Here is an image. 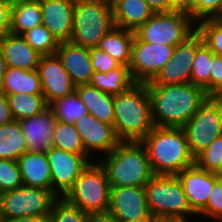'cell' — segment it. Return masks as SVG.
<instances>
[{
    "label": "cell",
    "mask_w": 222,
    "mask_h": 222,
    "mask_svg": "<svg viewBox=\"0 0 222 222\" xmlns=\"http://www.w3.org/2000/svg\"><path fill=\"white\" fill-rule=\"evenodd\" d=\"M220 174L205 171L196 164L177 174L190 208L198 214L208 203L215 181Z\"/></svg>",
    "instance_id": "2e32d148"
},
{
    "label": "cell",
    "mask_w": 222,
    "mask_h": 222,
    "mask_svg": "<svg viewBox=\"0 0 222 222\" xmlns=\"http://www.w3.org/2000/svg\"><path fill=\"white\" fill-rule=\"evenodd\" d=\"M11 6L9 0H0V39L10 32Z\"/></svg>",
    "instance_id": "7bdbcfd3"
},
{
    "label": "cell",
    "mask_w": 222,
    "mask_h": 222,
    "mask_svg": "<svg viewBox=\"0 0 222 222\" xmlns=\"http://www.w3.org/2000/svg\"><path fill=\"white\" fill-rule=\"evenodd\" d=\"M222 0H193V20L213 18L219 11Z\"/></svg>",
    "instance_id": "b9f144b4"
},
{
    "label": "cell",
    "mask_w": 222,
    "mask_h": 222,
    "mask_svg": "<svg viewBox=\"0 0 222 222\" xmlns=\"http://www.w3.org/2000/svg\"><path fill=\"white\" fill-rule=\"evenodd\" d=\"M26 152V141L19 121L0 126V159L15 160Z\"/></svg>",
    "instance_id": "f1b7e54d"
},
{
    "label": "cell",
    "mask_w": 222,
    "mask_h": 222,
    "mask_svg": "<svg viewBox=\"0 0 222 222\" xmlns=\"http://www.w3.org/2000/svg\"><path fill=\"white\" fill-rule=\"evenodd\" d=\"M56 54L75 86L89 84L94 73L90 49L66 41L59 43Z\"/></svg>",
    "instance_id": "ffe728a7"
},
{
    "label": "cell",
    "mask_w": 222,
    "mask_h": 222,
    "mask_svg": "<svg viewBox=\"0 0 222 222\" xmlns=\"http://www.w3.org/2000/svg\"><path fill=\"white\" fill-rule=\"evenodd\" d=\"M14 118L9 107L7 96L0 92V126L11 123Z\"/></svg>",
    "instance_id": "f6af8a7d"
},
{
    "label": "cell",
    "mask_w": 222,
    "mask_h": 222,
    "mask_svg": "<svg viewBox=\"0 0 222 222\" xmlns=\"http://www.w3.org/2000/svg\"><path fill=\"white\" fill-rule=\"evenodd\" d=\"M22 36L40 55L55 54L59 46L57 39L43 24L26 31Z\"/></svg>",
    "instance_id": "836d02e7"
},
{
    "label": "cell",
    "mask_w": 222,
    "mask_h": 222,
    "mask_svg": "<svg viewBox=\"0 0 222 222\" xmlns=\"http://www.w3.org/2000/svg\"><path fill=\"white\" fill-rule=\"evenodd\" d=\"M104 1H107V2H109V3H112V2H114L115 0H104Z\"/></svg>",
    "instance_id": "11a10c76"
},
{
    "label": "cell",
    "mask_w": 222,
    "mask_h": 222,
    "mask_svg": "<svg viewBox=\"0 0 222 222\" xmlns=\"http://www.w3.org/2000/svg\"><path fill=\"white\" fill-rule=\"evenodd\" d=\"M156 217L153 214H148L146 217L137 219V220H133V221H128V220H121L119 219V222H155L156 221Z\"/></svg>",
    "instance_id": "681fc988"
},
{
    "label": "cell",
    "mask_w": 222,
    "mask_h": 222,
    "mask_svg": "<svg viewBox=\"0 0 222 222\" xmlns=\"http://www.w3.org/2000/svg\"><path fill=\"white\" fill-rule=\"evenodd\" d=\"M213 19L222 21V4H221V7H220V11L213 17Z\"/></svg>",
    "instance_id": "f5cc1de1"
},
{
    "label": "cell",
    "mask_w": 222,
    "mask_h": 222,
    "mask_svg": "<svg viewBox=\"0 0 222 222\" xmlns=\"http://www.w3.org/2000/svg\"><path fill=\"white\" fill-rule=\"evenodd\" d=\"M197 215L222 221V175L215 181L207 205Z\"/></svg>",
    "instance_id": "f35d334b"
},
{
    "label": "cell",
    "mask_w": 222,
    "mask_h": 222,
    "mask_svg": "<svg viewBox=\"0 0 222 222\" xmlns=\"http://www.w3.org/2000/svg\"><path fill=\"white\" fill-rule=\"evenodd\" d=\"M88 113L96 119L113 125L114 123V95L98 90L89 84L75 86Z\"/></svg>",
    "instance_id": "cb8c5ba5"
},
{
    "label": "cell",
    "mask_w": 222,
    "mask_h": 222,
    "mask_svg": "<svg viewBox=\"0 0 222 222\" xmlns=\"http://www.w3.org/2000/svg\"><path fill=\"white\" fill-rule=\"evenodd\" d=\"M74 125L89 154L90 151L108 154L120 142L113 125L100 121L89 113L80 117Z\"/></svg>",
    "instance_id": "e0dca14e"
},
{
    "label": "cell",
    "mask_w": 222,
    "mask_h": 222,
    "mask_svg": "<svg viewBox=\"0 0 222 222\" xmlns=\"http://www.w3.org/2000/svg\"><path fill=\"white\" fill-rule=\"evenodd\" d=\"M109 213L121 220L133 221L150 214L144 187L110 188Z\"/></svg>",
    "instance_id": "9a60e30c"
},
{
    "label": "cell",
    "mask_w": 222,
    "mask_h": 222,
    "mask_svg": "<svg viewBox=\"0 0 222 222\" xmlns=\"http://www.w3.org/2000/svg\"><path fill=\"white\" fill-rule=\"evenodd\" d=\"M196 30L202 35L205 45L215 54L222 56V21L213 18L199 20Z\"/></svg>",
    "instance_id": "e575fe53"
},
{
    "label": "cell",
    "mask_w": 222,
    "mask_h": 222,
    "mask_svg": "<svg viewBox=\"0 0 222 222\" xmlns=\"http://www.w3.org/2000/svg\"><path fill=\"white\" fill-rule=\"evenodd\" d=\"M155 222H189L185 218H157Z\"/></svg>",
    "instance_id": "816d5d0a"
},
{
    "label": "cell",
    "mask_w": 222,
    "mask_h": 222,
    "mask_svg": "<svg viewBox=\"0 0 222 222\" xmlns=\"http://www.w3.org/2000/svg\"><path fill=\"white\" fill-rule=\"evenodd\" d=\"M144 188L150 213L156 218L197 216L177 175L154 174Z\"/></svg>",
    "instance_id": "8992f818"
},
{
    "label": "cell",
    "mask_w": 222,
    "mask_h": 222,
    "mask_svg": "<svg viewBox=\"0 0 222 222\" xmlns=\"http://www.w3.org/2000/svg\"><path fill=\"white\" fill-rule=\"evenodd\" d=\"M195 164L205 171L222 175V135L195 157Z\"/></svg>",
    "instance_id": "d590c367"
},
{
    "label": "cell",
    "mask_w": 222,
    "mask_h": 222,
    "mask_svg": "<svg viewBox=\"0 0 222 222\" xmlns=\"http://www.w3.org/2000/svg\"><path fill=\"white\" fill-rule=\"evenodd\" d=\"M0 92L3 94H42V85L37 69L27 71L7 67Z\"/></svg>",
    "instance_id": "d4e9b609"
},
{
    "label": "cell",
    "mask_w": 222,
    "mask_h": 222,
    "mask_svg": "<svg viewBox=\"0 0 222 222\" xmlns=\"http://www.w3.org/2000/svg\"><path fill=\"white\" fill-rule=\"evenodd\" d=\"M5 222H50V216H26L7 220Z\"/></svg>",
    "instance_id": "c3c4849f"
},
{
    "label": "cell",
    "mask_w": 222,
    "mask_h": 222,
    "mask_svg": "<svg viewBox=\"0 0 222 222\" xmlns=\"http://www.w3.org/2000/svg\"><path fill=\"white\" fill-rule=\"evenodd\" d=\"M42 24V9L39 0L17 1L11 6L10 33L23 35Z\"/></svg>",
    "instance_id": "4316f807"
},
{
    "label": "cell",
    "mask_w": 222,
    "mask_h": 222,
    "mask_svg": "<svg viewBox=\"0 0 222 222\" xmlns=\"http://www.w3.org/2000/svg\"><path fill=\"white\" fill-rule=\"evenodd\" d=\"M88 222H119V219L109 213V210L87 213Z\"/></svg>",
    "instance_id": "bcb514c9"
},
{
    "label": "cell",
    "mask_w": 222,
    "mask_h": 222,
    "mask_svg": "<svg viewBox=\"0 0 222 222\" xmlns=\"http://www.w3.org/2000/svg\"><path fill=\"white\" fill-rule=\"evenodd\" d=\"M6 69H7L6 61L4 60L2 53L0 52V88H1L3 76L6 72Z\"/></svg>",
    "instance_id": "f907efd6"
},
{
    "label": "cell",
    "mask_w": 222,
    "mask_h": 222,
    "mask_svg": "<svg viewBox=\"0 0 222 222\" xmlns=\"http://www.w3.org/2000/svg\"><path fill=\"white\" fill-rule=\"evenodd\" d=\"M23 185L18 162L0 159V194Z\"/></svg>",
    "instance_id": "74e56055"
},
{
    "label": "cell",
    "mask_w": 222,
    "mask_h": 222,
    "mask_svg": "<svg viewBox=\"0 0 222 222\" xmlns=\"http://www.w3.org/2000/svg\"><path fill=\"white\" fill-rule=\"evenodd\" d=\"M45 153L51 169L52 192L57 197H64L75 180L93 162L88 158L89 155L74 154L55 147Z\"/></svg>",
    "instance_id": "4fadbf2b"
},
{
    "label": "cell",
    "mask_w": 222,
    "mask_h": 222,
    "mask_svg": "<svg viewBox=\"0 0 222 222\" xmlns=\"http://www.w3.org/2000/svg\"><path fill=\"white\" fill-rule=\"evenodd\" d=\"M57 198L51 190L26 185L3 192L0 194V222L49 215Z\"/></svg>",
    "instance_id": "9c48e42d"
},
{
    "label": "cell",
    "mask_w": 222,
    "mask_h": 222,
    "mask_svg": "<svg viewBox=\"0 0 222 222\" xmlns=\"http://www.w3.org/2000/svg\"><path fill=\"white\" fill-rule=\"evenodd\" d=\"M50 222H88L87 213L69 203L64 197H58L49 214Z\"/></svg>",
    "instance_id": "8d00e7d4"
},
{
    "label": "cell",
    "mask_w": 222,
    "mask_h": 222,
    "mask_svg": "<svg viewBox=\"0 0 222 222\" xmlns=\"http://www.w3.org/2000/svg\"><path fill=\"white\" fill-rule=\"evenodd\" d=\"M195 27L190 15L170 11L154 13L134 33L141 41L176 47L196 30Z\"/></svg>",
    "instance_id": "ba28073f"
},
{
    "label": "cell",
    "mask_w": 222,
    "mask_h": 222,
    "mask_svg": "<svg viewBox=\"0 0 222 222\" xmlns=\"http://www.w3.org/2000/svg\"><path fill=\"white\" fill-rule=\"evenodd\" d=\"M56 121L54 111L50 107L38 115L19 121L27 152H46L53 147V129Z\"/></svg>",
    "instance_id": "ac0fdd59"
},
{
    "label": "cell",
    "mask_w": 222,
    "mask_h": 222,
    "mask_svg": "<svg viewBox=\"0 0 222 222\" xmlns=\"http://www.w3.org/2000/svg\"><path fill=\"white\" fill-rule=\"evenodd\" d=\"M154 126L183 128L209 97L193 83L146 84Z\"/></svg>",
    "instance_id": "6da1fadb"
},
{
    "label": "cell",
    "mask_w": 222,
    "mask_h": 222,
    "mask_svg": "<svg viewBox=\"0 0 222 222\" xmlns=\"http://www.w3.org/2000/svg\"><path fill=\"white\" fill-rule=\"evenodd\" d=\"M112 3L104 0H75L73 33L69 40L84 48H94L114 27Z\"/></svg>",
    "instance_id": "5b68a950"
},
{
    "label": "cell",
    "mask_w": 222,
    "mask_h": 222,
    "mask_svg": "<svg viewBox=\"0 0 222 222\" xmlns=\"http://www.w3.org/2000/svg\"><path fill=\"white\" fill-rule=\"evenodd\" d=\"M11 3L17 2V1H28V0H9Z\"/></svg>",
    "instance_id": "db71d44e"
},
{
    "label": "cell",
    "mask_w": 222,
    "mask_h": 222,
    "mask_svg": "<svg viewBox=\"0 0 222 222\" xmlns=\"http://www.w3.org/2000/svg\"><path fill=\"white\" fill-rule=\"evenodd\" d=\"M37 71L41 80L42 94L48 106L75 91V85L56 53L41 55Z\"/></svg>",
    "instance_id": "5bb4252c"
},
{
    "label": "cell",
    "mask_w": 222,
    "mask_h": 222,
    "mask_svg": "<svg viewBox=\"0 0 222 222\" xmlns=\"http://www.w3.org/2000/svg\"><path fill=\"white\" fill-rule=\"evenodd\" d=\"M141 142L153 174L177 175L195 164L183 128L154 126Z\"/></svg>",
    "instance_id": "7a4b0ae2"
},
{
    "label": "cell",
    "mask_w": 222,
    "mask_h": 222,
    "mask_svg": "<svg viewBox=\"0 0 222 222\" xmlns=\"http://www.w3.org/2000/svg\"><path fill=\"white\" fill-rule=\"evenodd\" d=\"M23 185L52 191L51 169L45 152H24L17 159Z\"/></svg>",
    "instance_id": "7402d4cb"
},
{
    "label": "cell",
    "mask_w": 222,
    "mask_h": 222,
    "mask_svg": "<svg viewBox=\"0 0 222 222\" xmlns=\"http://www.w3.org/2000/svg\"><path fill=\"white\" fill-rule=\"evenodd\" d=\"M101 160L110 187H144L154 175L142 142L120 141Z\"/></svg>",
    "instance_id": "277c9868"
},
{
    "label": "cell",
    "mask_w": 222,
    "mask_h": 222,
    "mask_svg": "<svg viewBox=\"0 0 222 222\" xmlns=\"http://www.w3.org/2000/svg\"><path fill=\"white\" fill-rule=\"evenodd\" d=\"M55 114L57 121L74 124L80 117L88 114L76 91L54 101L49 106Z\"/></svg>",
    "instance_id": "1f68e13d"
},
{
    "label": "cell",
    "mask_w": 222,
    "mask_h": 222,
    "mask_svg": "<svg viewBox=\"0 0 222 222\" xmlns=\"http://www.w3.org/2000/svg\"><path fill=\"white\" fill-rule=\"evenodd\" d=\"M204 43L202 35L195 30L183 42L175 47L172 58L158 74L146 84L190 83L193 59L196 50Z\"/></svg>",
    "instance_id": "7c38bea8"
},
{
    "label": "cell",
    "mask_w": 222,
    "mask_h": 222,
    "mask_svg": "<svg viewBox=\"0 0 222 222\" xmlns=\"http://www.w3.org/2000/svg\"><path fill=\"white\" fill-rule=\"evenodd\" d=\"M90 56L94 72H108L121 65L117 60L113 59L107 52H104L97 46L90 49Z\"/></svg>",
    "instance_id": "60d3db41"
},
{
    "label": "cell",
    "mask_w": 222,
    "mask_h": 222,
    "mask_svg": "<svg viewBox=\"0 0 222 222\" xmlns=\"http://www.w3.org/2000/svg\"><path fill=\"white\" fill-rule=\"evenodd\" d=\"M96 163L87 166L64 196L85 213L105 211L110 206V183L105 169Z\"/></svg>",
    "instance_id": "52a82bcc"
},
{
    "label": "cell",
    "mask_w": 222,
    "mask_h": 222,
    "mask_svg": "<svg viewBox=\"0 0 222 222\" xmlns=\"http://www.w3.org/2000/svg\"><path fill=\"white\" fill-rule=\"evenodd\" d=\"M183 129L190 152L196 157L222 135V97L209 96Z\"/></svg>",
    "instance_id": "30bf717a"
},
{
    "label": "cell",
    "mask_w": 222,
    "mask_h": 222,
    "mask_svg": "<svg viewBox=\"0 0 222 222\" xmlns=\"http://www.w3.org/2000/svg\"><path fill=\"white\" fill-rule=\"evenodd\" d=\"M214 53L203 43L195 53L190 83L202 87L209 95V74Z\"/></svg>",
    "instance_id": "d6a6232c"
},
{
    "label": "cell",
    "mask_w": 222,
    "mask_h": 222,
    "mask_svg": "<svg viewBox=\"0 0 222 222\" xmlns=\"http://www.w3.org/2000/svg\"><path fill=\"white\" fill-rule=\"evenodd\" d=\"M135 83L129 67L120 65L108 72H94L89 85L105 93L116 95L128 90Z\"/></svg>",
    "instance_id": "83f0119b"
},
{
    "label": "cell",
    "mask_w": 222,
    "mask_h": 222,
    "mask_svg": "<svg viewBox=\"0 0 222 222\" xmlns=\"http://www.w3.org/2000/svg\"><path fill=\"white\" fill-rule=\"evenodd\" d=\"M42 24L60 42L71 39L75 0H39Z\"/></svg>",
    "instance_id": "d6986e66"
},
{
    "label": "cell",
    "mask_w": 222,
    "mask_h": 222,
    "mask_svg": "<svg viewBox=\"0 0 222 222\" xmlns=\"http://www.w3.org/2000/svg\"><path fill=\"white\" fill-rule=\"evenodd\" d=\"M113 127L119 141L141 142L153 129L151 102L146 83L136 82L114 95Z\"/></svg>",
    "instance_id": "3957f363"
},
{
    "label": "cell",
    "mask_w": 222,
    "mask_h": 222,
    "mask_svg": "<svg viewBox=\"0 0 222 222\" xmlns=\"http://www.w3.org/2000/svg\"><path fill=\"white\" fill-rule=\"evenodd\" d=\"M182 12L193 19V0H168V12Z\"/></svg>",
    "instance_id": "ee69618b"
},
{
    "label": "cell",
    "mask_w": 222,
    "mask_h": 222,
    "mask_svg": "<svg viewBox=\"0 0 222 222\" xmlns=\"http://www.w3.org/2000/svg\"><path fill=\"white\" fill-rule=\"evenodd\" d=\"M155 13L168 12V0H145Z\"/></svg>",
    "instance_id": "7dc6e473"
},
{
    "label": "cell",
    "mask_w": 222,
    "mask_h": 222,
    "mask_svg": "<svg viewBox=\"0 0 222 222\" xmlns=\"http://www.w3.org/2000/svg\"><path fill=\"white\" fill-rule=\"evenodd\" d=\"M52 140L55 148L74 154L89 155L74 124L56 121Z\"/></svg>",
    "instance_id": "4dcf8cb0"
},
{
    "label": "cell",
    "mask_w": 222,
    "mask_h": 222,
    "mask_svg": "<svg viewBox=\"0 0 222 222\" xmlns=\"http://www.w3.org/2000/svg\"><path fill=\"white\" fill-rule=\"evenodd\" d=\"M112 8L115 27L133 32L155 13L145 0H115Z\"/></svg>",
    "instance_id": "603a6c76"
},
{
    "label": "cell",
    "mask_w": 222,
    "mask_h": 222,
    "mask_svg": "<svg viewBox=\"0 0 222 222\" xmlns=\"http://www.w3.org/2000/svg\"><path fill=\"white\" fill-rule=\"evenodd\" d=\"M0 52L7 67L27 71L38 67L41 55L35 51L22 35L7 33L0 39Z\"/></svg>",
    "instance_id": "44dd1931"
},
{
    "label": "cell",
    "mask_w": 222,
    "mask_h": 222,
    "mask_svg": "<svg viewBox=\"0 0 222 222\" xmlns=\"http://www.w3.org/2000/svg\"><path fill=\"white\" fill-rule=\"evenodd\" d=\"M135 33L123 28L113 27L98 43L100 49L107 52L121 65L129 67Z\"/></svg>",
    "instance_id": "484cf974"
},
{
    "label": "cell",
    "mask_w": 222,
    "mask_h": 222,
    "mask_svg": "<svg viewBox=\"0 0 222 222\" xmlns=\"http://www.w3.org/2000/svg\"><path fill=\"white\" fill-rule=\"evenodd\" d=\"M175 47L141 41L136 35L132 45L130 73L135 82L151 81L172 58Z\"/></svg>",
    "instance_id": "8fae6325"
},
{
    "label": "cell",
    "mask_w": 222,
    "mask_h": 222,
    "mask_svg": "<svg viewBox=\"0 0 222 222\" xmlns=\"http://www.w3.org/2000/svg\"><path fill=\"white\" fill-rule=\"evenodd\" d=\"M209 96L222 97V56L215 54L211 59Z\"/></svg>",
    "instance_id": "ab89813d"
},
{
    "label": "cell",
    "mask_w": 222,
    "mask_h": 222,
    "mask_svg": "<svg viewBox=\"0 0 222 222\" xmlns=\"http://www.w3.org/2000/svg\"><path fill=\"white\" fill-rule=\"evenodd\" d=\"M14 120L20 121L42 113L48 104L43 94H5Z\"/></svg>",
    "instance_id": "f546056e"
}]
</instances>
